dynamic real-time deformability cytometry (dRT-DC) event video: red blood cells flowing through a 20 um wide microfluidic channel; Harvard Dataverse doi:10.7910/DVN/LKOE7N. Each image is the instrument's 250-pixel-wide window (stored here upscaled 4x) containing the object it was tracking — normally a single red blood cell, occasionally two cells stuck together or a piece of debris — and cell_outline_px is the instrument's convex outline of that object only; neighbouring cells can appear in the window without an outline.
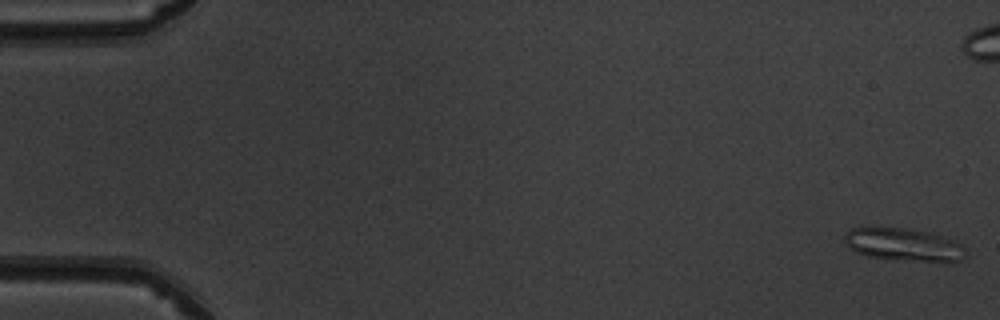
{"species": "common noctule bat (a hibernating species)", "species_latin": "Nyctalus noctula", "temperature_condition": "warm", "stored_images_in_passage": 52, "segment_of_instrument_passage": [1, 2], "camera_frame_rate_fps": 3000, "um_per_image_px": 0.085, "animal": {"sex": "male", "body_mass_g": 19.5, "forearm_length_mm": 54.6}, "frame": {"image": 1, "passage_image": 1, "time_ms": 0.0, "image_size_px": [1000, 320], "cell_outline_px": [[964, 248], [960, 260], [916, 260], [868, 256], [856, 252], [844, 244], [844, 236], [852, 228], [868, 224], [904, 228], [928, 232], [960, 244]], "centroid_in_image_um": [76.61, 20.72], "position_along_channel_um": 8.4, "area_um2": 22.66}}